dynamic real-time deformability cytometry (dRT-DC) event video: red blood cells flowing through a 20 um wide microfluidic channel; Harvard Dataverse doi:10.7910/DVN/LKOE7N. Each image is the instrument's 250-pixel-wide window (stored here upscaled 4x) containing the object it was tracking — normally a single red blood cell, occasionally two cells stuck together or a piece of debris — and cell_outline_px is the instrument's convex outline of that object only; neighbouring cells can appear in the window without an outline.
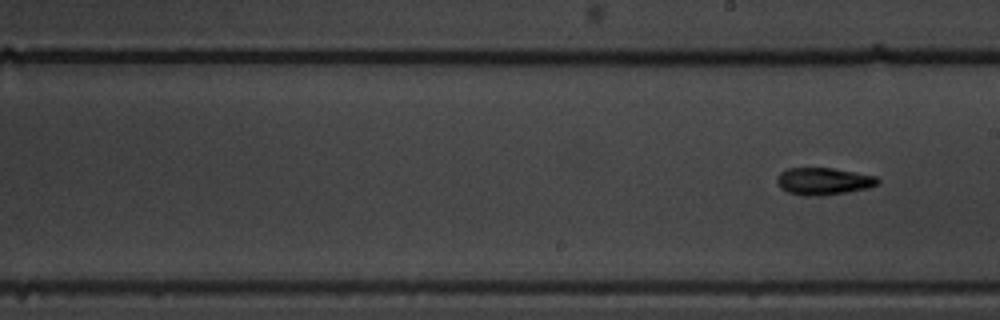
{"species": "common noctule bat (a hibernating species)", "species_latin": "Nyctalus noctula", "temperature_condition": "warm", "stored_images_in_passage": 6, "segment_of_instrument_passage": [2, 2], "camera_frame_rate_fps": 3000, "um_per_image_px": 0.085, "animal": {"sex": "male", "body_mass_g": 19.5, "forearm_length_mm": 54.6}, "frame": {"image": 1, "passage_image": 6, "time_ms": 1.667, "image_size_px": [1000, 320], "cell_outline_px": [[880, 184], [868, 188], [848, 192], [820, 196], [804, 196], [788, 192], [780, 188], [776, 180], [780, 172], [788, 168], [832, 168], [876, 176], [880, 180]], "centroid_in_image_um": [70.01, 15.41], "position_along_channel_um": 219.0, "area_um2": 16.07}}